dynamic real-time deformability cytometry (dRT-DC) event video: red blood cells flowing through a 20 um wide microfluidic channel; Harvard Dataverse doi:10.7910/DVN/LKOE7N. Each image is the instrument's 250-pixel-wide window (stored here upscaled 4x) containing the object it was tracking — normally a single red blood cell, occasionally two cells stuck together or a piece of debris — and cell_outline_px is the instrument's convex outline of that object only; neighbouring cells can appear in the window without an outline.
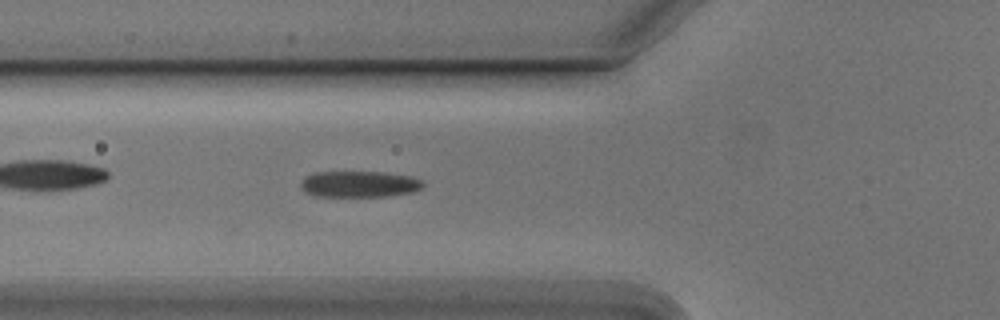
{"species": "Egyptian fruit bat (a non-hibernating species)", "species_latin": "Rousettus aegyptiacus", "temperature_condition": "cold", "stored_images_in_passage": 33, "camera_frame_rate_fps": 3000, "um_per_image_px": 0.085, "animal": {"sex": "male"}, "frame": {"image": 1, "passage_image": 8, "time_ms": 2.333, "image_size_px": [1000, 320], "cell_outline_px": [[424, 188], [412, 192], [388, 196], [316, 196], [304, 192], [300, 188], [300, 180], [304, 176], [316, 172], [384, 172], [412, 176], [424, 180]], "centroid_in_image_um": [30.54, 15.64], "position_along_channel_um": 95.3, "area_um2": 19.02}}
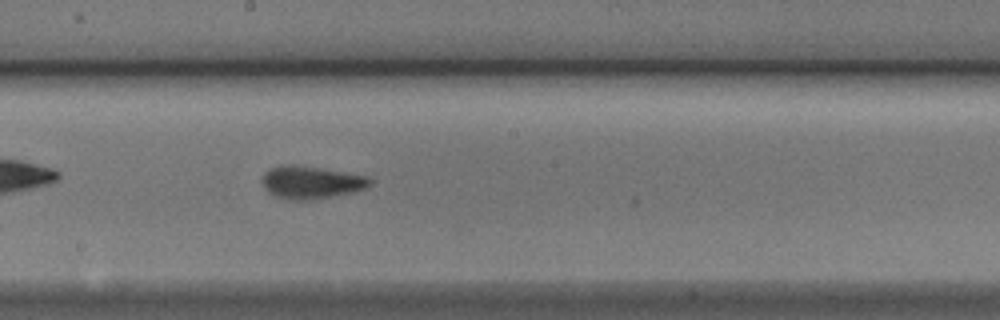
{"frame": {"image": 2, "passage_image": 18, "time_ms": 5.667, "image_size_px": [1000, 320], "cell_outline_px": [[372, 184], [364, 188], [352, 192], [332, 196], [308, 200], [296, 200], [272, 196], [264, 188], [260, 180], [264, 172], [272, 168], [288, 164], [296, 164], [368, 176], [372, 180]], "centroid_in_image_um": [26.4, 15.49], "position_along_channel_um": 221.8, "area_um2": 20.52}}
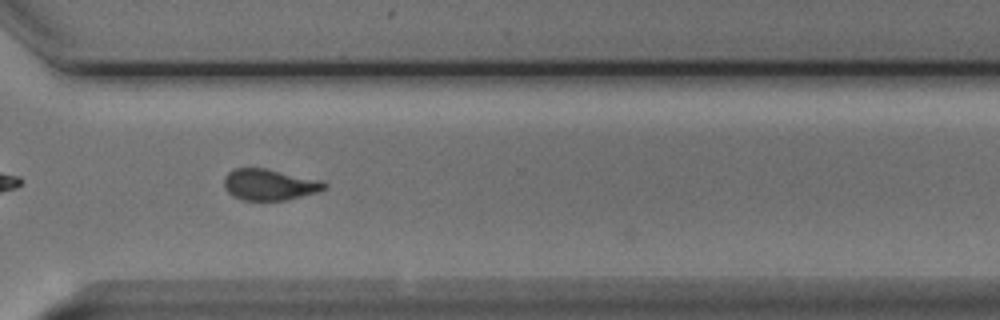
{"frame": {"image": 3, "passage_image": 28, "time_ms": 9.0, "image_size_px": [1000, 320], "cell_outline_px": [[328, 188], [316, 192], [288, 200], [244, 200], [232, 196], [224, 188], [224, 176], [228, 172], [236, 168], [264, 168], [324, 180], [328, 184]], "centroid_in_image_um": [22.93, 15.69], "position_along_channel_um": 347.7, "area_um2": 18.44}, "authors_computed_cell_mechanics": {"area_um2": 19.074, "velocity_mm_per_s": 3.7819, "shape_relaxation_time_tau1_ms": 3.5133, "shape_relaxation_time_tau2_ms": 1.1543, "deformation_change_tau1": 0.1417, "deformation_change_tau2": 0.0894}}